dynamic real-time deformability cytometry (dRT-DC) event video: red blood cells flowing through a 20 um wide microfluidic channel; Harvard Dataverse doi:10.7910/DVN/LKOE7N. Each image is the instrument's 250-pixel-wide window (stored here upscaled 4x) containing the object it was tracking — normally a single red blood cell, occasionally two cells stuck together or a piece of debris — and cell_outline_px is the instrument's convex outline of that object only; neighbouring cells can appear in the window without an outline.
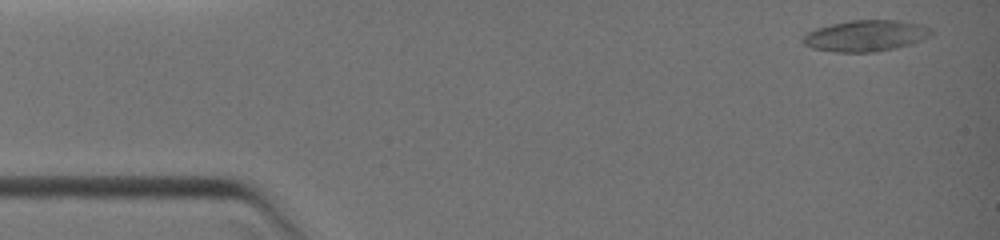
{"species": "common noctule bat (a hibernating species)", "species_latin": "Nyctalus noctula", "temperature_condition": "warm", "stored_images_in_passage": 11, "camera_frame_rate_fps": 3000, "um_per_image_px": 0.085, "animal": {"sex": "female", "body_mass_g": 19.0, "forearm_length_mm": 51.5}, "frame": {"image": 1, "passage_image": 1, "time_ms": 0.0, "image_size_px": [1000, 240], "cell_outline_px": [[932, 32], [928, 36], [912, 44], [896, 48], [876, 52], [836, 52], [812, 48], [804, 44], [800, 40], [808, 32], [816, 28], [832, 24], [852, 20], [900, 20], [920, 24], [932, 28]], "centroid_in_image_um": [73.58, 3.04], "position_along_channel_um": 11.4, "area_um2": 23.35}}
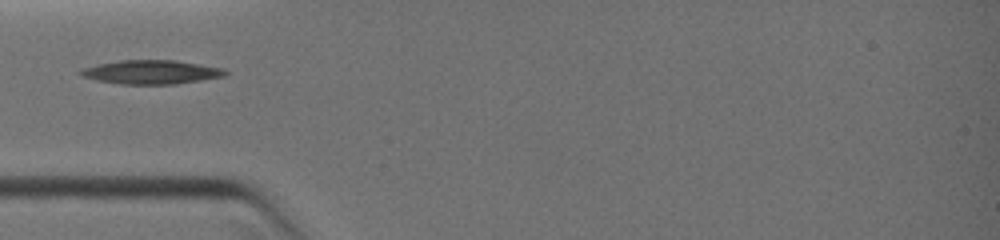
{"frame": {"image": 2, "passage_image": 6, "time_ms": 3.667, "image_size_px": [1000, 240], "cell_outline_px": [[228, 72], [224, 76], [176, 84], [120, 84], [96, 80], [80, 76], [76, 72], [84, 68], [96, 64], [120, 60], [176, 60], [224, 68]], "centroid_in_image_um": [12.82, 6.12], "position_along_channel_um": 72.2, "area_um2": 20.23}}
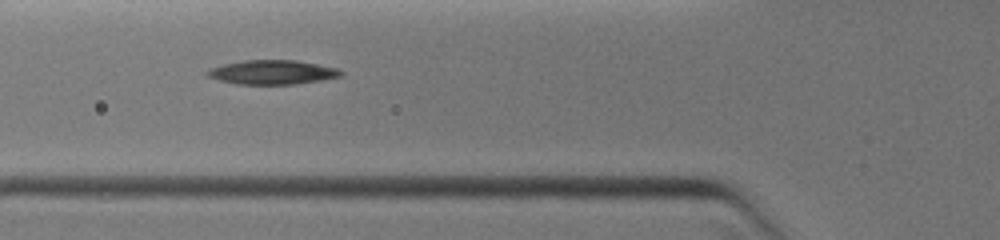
{"frame": {"image": 3, "passage_image": 7, "time_ms": 4.333, "image_size_px": [1000, 240], "cell_outline_px": [[344, 76], [296, 84], [236, 84], [220, 80], [208, 76], [204, 72], [208, 68], [224, 64], [244, 60], [296, 60], [336, 68], [344, 72]], "centroid_in_image_um": [23.14, 6.14], "position_along_channel_um": 102.7, "area_um2": 18.84}}